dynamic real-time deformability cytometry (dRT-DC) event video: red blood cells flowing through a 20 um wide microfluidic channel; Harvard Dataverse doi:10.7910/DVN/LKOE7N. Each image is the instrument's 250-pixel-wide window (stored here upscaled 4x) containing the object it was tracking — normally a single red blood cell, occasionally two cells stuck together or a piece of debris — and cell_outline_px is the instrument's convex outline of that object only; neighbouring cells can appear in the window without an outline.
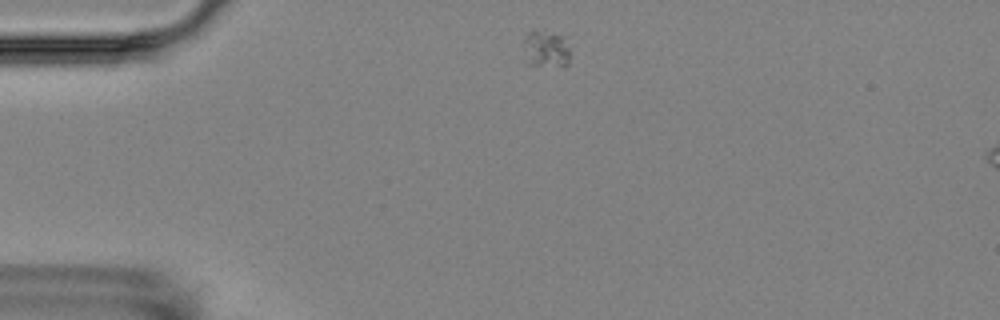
{"species": "Egyptian fruit bat (a non-hibernating species)", "species_latin": "Rousettus aegyptiacus", "temperature_condition": "room temperature", "stored_images_in_passage": 2, "camera_frame_rate_fps": 3000, "um_per_image_px": 0.085, "animal": {"sex": "female"}, "frame": {"image": 1, "passage_image": 1, "time_ms": 0.0, "image_size_px": [1000, 320], "cell_outline_px": [[568, 64], [564, 68], [528, 64], [524, 44], [524, 36], [528, 32], [540, 32], [568, 36]], "centroid_in_image_um": [46.46, 4.2], "position_along_channel_um": 38.5, "area_um2": 10.0}}